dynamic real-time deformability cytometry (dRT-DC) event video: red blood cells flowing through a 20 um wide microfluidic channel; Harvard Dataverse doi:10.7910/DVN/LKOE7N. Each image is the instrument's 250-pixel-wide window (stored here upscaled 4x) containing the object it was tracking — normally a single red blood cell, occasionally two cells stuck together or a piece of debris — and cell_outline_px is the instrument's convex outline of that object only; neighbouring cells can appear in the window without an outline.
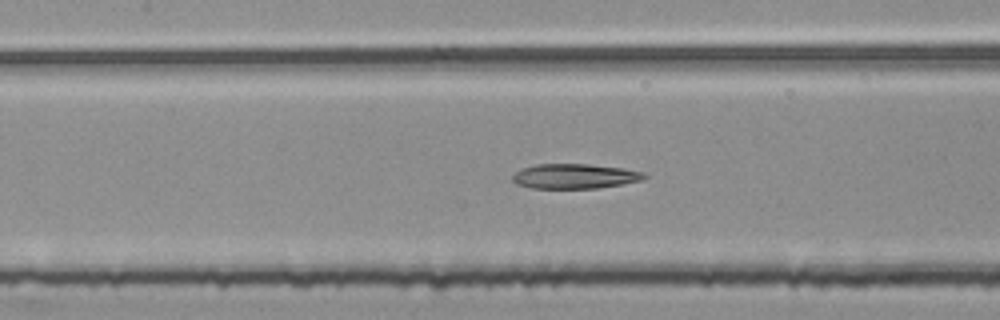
{"species": "common noctule bat (a hibernating species)", "species_latin": "Nyctalus noctula", "temperature_condition": "room temperature", "stored_images_in_passage": 53, "segment_of_instrument_passage": [2, 2], "camera_frame_rate_fps": 3000, "um_per_image_px": 0.085, "animal": {"sex": "female", "body_mass_g": 25.1}, "frame": {"image": 1, "passage_image": 24, "time_ms": 7.667, "image_size_px": [1000, 320], "cell_outline_px": [[648, 176], [640, 180], [620, 184], [596, 188], [532, 188], [516, 184], [512, 180], [512, 176], [516, 172], [524, 168], [536, 164], [588, 164], [624, 168], [644, 172]], "centroid_in_image_um": [48.84, 14.97], "position_along_channel_um": 158.6, "area_um2": 18.9}}
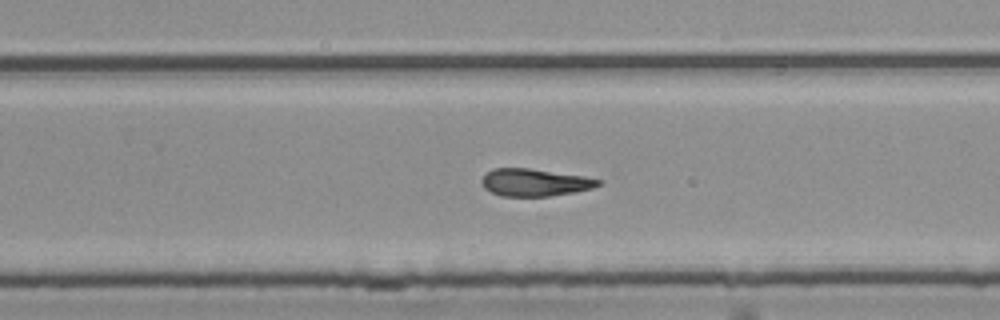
{"frame": {"image": 2, "passage_image": 34, "time_ms": 11.0, "image_size_px": [1000, 320], "cell_outline_px": [[600, 184], [592, 188], [576, 192], [548, 196], [500, 196], [484, 188], [484, 176], [492, 168], [528, 168], [584, 176], [600, 180]], "centroid_in_image_um": [45.47, 15.51], "position_along_channel_um": 284.3, "area_um2": 18.32}}
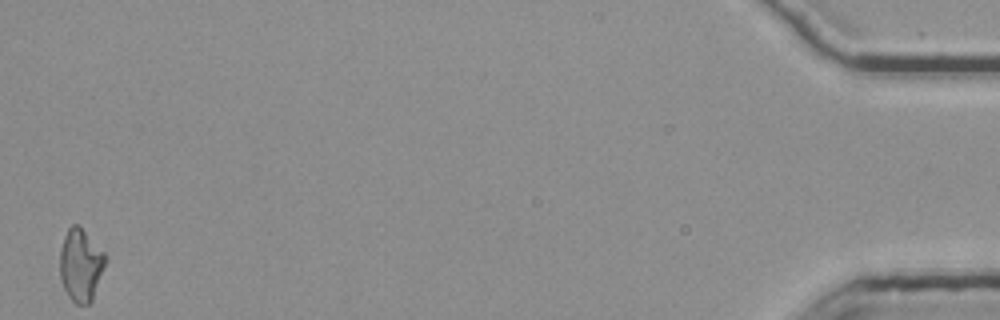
{"frame": {"image": 3, "passage_image": 53, "time_ms": 17.333, "image_size_px": [1000, 320], "cell_outline_px": [[108, 260], [92, 300], [88, 304], [76, 304], [68, 296], [60, 280], [60, 248], [64, 236], [68, 228], [72, 224], [80, 224], [108, 256]], "centroid_in_image_um": [6.88, 22.49], "position_along_channel_um": 428.3, "area_um2": 19.71}}